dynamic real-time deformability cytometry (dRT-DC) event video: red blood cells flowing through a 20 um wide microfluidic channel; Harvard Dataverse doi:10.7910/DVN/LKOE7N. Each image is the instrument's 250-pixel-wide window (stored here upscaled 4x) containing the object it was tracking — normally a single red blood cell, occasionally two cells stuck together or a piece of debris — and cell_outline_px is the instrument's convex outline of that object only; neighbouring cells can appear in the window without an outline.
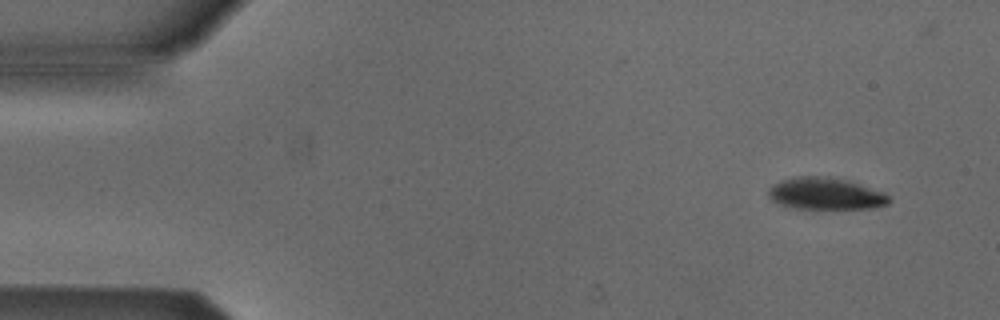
{"species": "Egyptian fruit bat (a non-hibernating species)", "species_latin": "Rousettus aegyptiacus", "temperature_condition": "cold", "stored_images_in_passage": 4, "camera_frame_rate_fps": 3000, "um_per_image_px": 0.085, "animal": {"sex": "male"}, "frame": {"image": 1, "passage_image": 1, "time_ms": 0.0, "image_size_px": [1000, 320], "cell_outline_px": [[892, 200], [888, 204], [872, 208], [796, 208], [780, 204], [772, 200], [768, 196], [768, 188], [772, 184], [784, 180], [800, 176], [828, 176], [844, 180], [884, 192]], "centroid_in_image_um": [70.16, 16.46], "position_along_channel_um": 14.8, "area_um2": 22.08}}
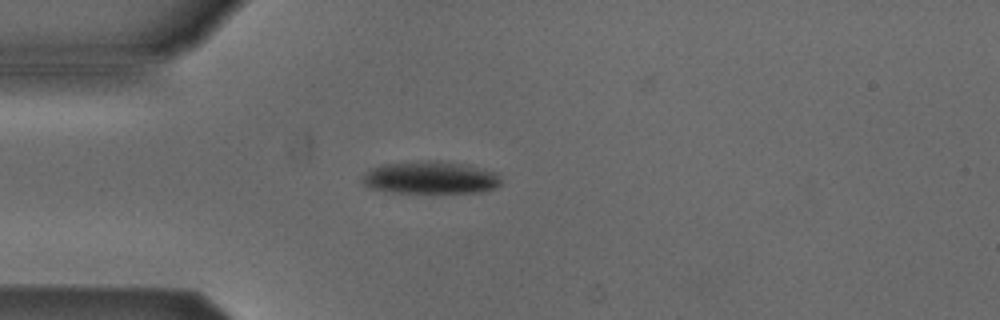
{"frame": {"image": 2, "passage_image": 4, "time_ms": 3.333, "image_size_px": [1000, 320], "cell_outline_px": [[500, 184], [484, 192], [396, 192], [372, 188], [364, 184], [360, 180], [364, 172], [372, 168], [384, 164], [428, 160], [436, 160], [468, 164], [496, 172], [500, 176]], "centroid_in_image_um": [36.6, 15.08], "position_along_channel_um": 48.4, "area_um2": 26.24}}